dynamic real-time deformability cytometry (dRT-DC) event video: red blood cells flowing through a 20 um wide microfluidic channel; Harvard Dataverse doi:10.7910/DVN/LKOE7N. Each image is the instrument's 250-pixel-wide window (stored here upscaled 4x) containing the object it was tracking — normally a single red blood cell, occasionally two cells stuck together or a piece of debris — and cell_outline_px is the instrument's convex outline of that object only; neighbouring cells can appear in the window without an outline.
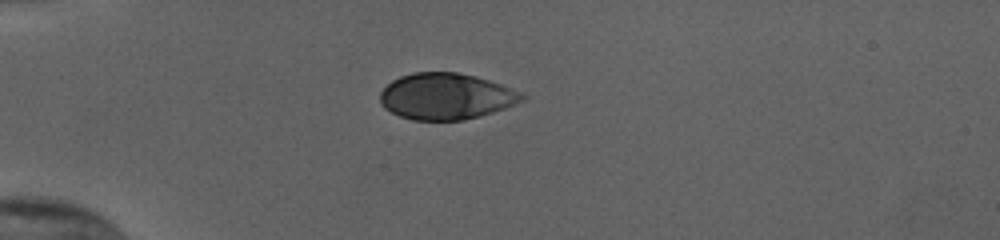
{"species": "human", "species_latin": "Homo sapiens", "temperature_condition": "cold", "stored_images_in_passage": 39, "camera_frame_rate_fps": 3000, "um_per_image_px": 0.085, "donor": {"sex": "female"}, "frame": {"image": 1, "passage_image": 1, "time_ms": 0.0, "image_size_px": [1000, 240], "cell_outline_px": [[528, 96], [524, 100], [504, 108], [480, 116], [464, 120], [412, 120], [400, 116], [384, 108], [380, 104], [380, 92], [392, 80], [400, 76], [412, 72], [456, 72], [476, 76], [500, 84], [520, 92]], "centroid_in_image_um": [37.9, 8.19], "position_along_channel_um": 47.1, "area_um2": 38.26}}
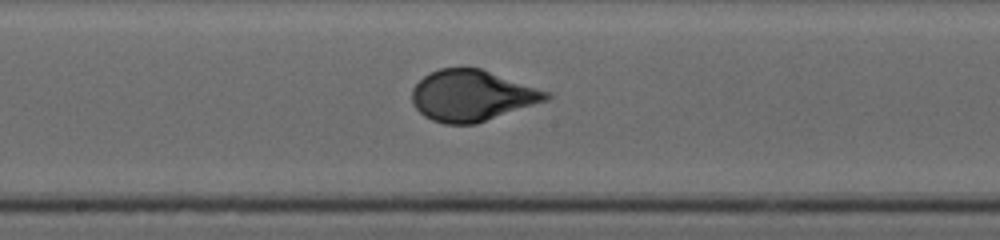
{"frame": {"image": 2, "passage_image": 16, "time_ms": 5.0, "image_size_px": [1000, 240], "cell_outline_px": [[552, 96], [548, 100], [476, 124], [444, 124], [432, 120], [424, 116], [412, 104], [412, 88], [428, 72], [440, 68], [480, 68], [548, 92]], "centroid_in_image_um": [40.08, 8.14], "position_along_channel_um": 208.1, "area_um2": 39.71}}
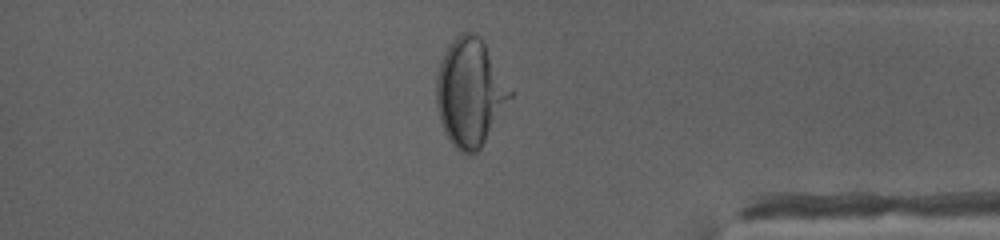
{"frame": {"image": 3, "passage_image": 32, "time_ms": 10.333, "image_size_px": [1000, 240], "cell_outline_px": [[516, 92], [480, 148], [476, 152], [468, 156], [460, 152], [452, 144], [444, 132], [440, 120], [436, 104], [436, 80], [440, 64], [444, 52], [448, 44], [460, 32], [468, 32], [480, 36]], "centroid_in_image_um": [39.99, 7.85], "position_along_channel_um": 395.2, "area_um2": 46.88}, "authors_computed_cell_mechanics": {"area_um2": 40.46, "velocity_mm_per_s": 3.818, "shape_relaxation_time_tau1_ms": 4.577, "shape_relaxation_time_tau2_ms": null, "deformation_change_tau1": 0.1886, "deformation_change_tau2": null}}